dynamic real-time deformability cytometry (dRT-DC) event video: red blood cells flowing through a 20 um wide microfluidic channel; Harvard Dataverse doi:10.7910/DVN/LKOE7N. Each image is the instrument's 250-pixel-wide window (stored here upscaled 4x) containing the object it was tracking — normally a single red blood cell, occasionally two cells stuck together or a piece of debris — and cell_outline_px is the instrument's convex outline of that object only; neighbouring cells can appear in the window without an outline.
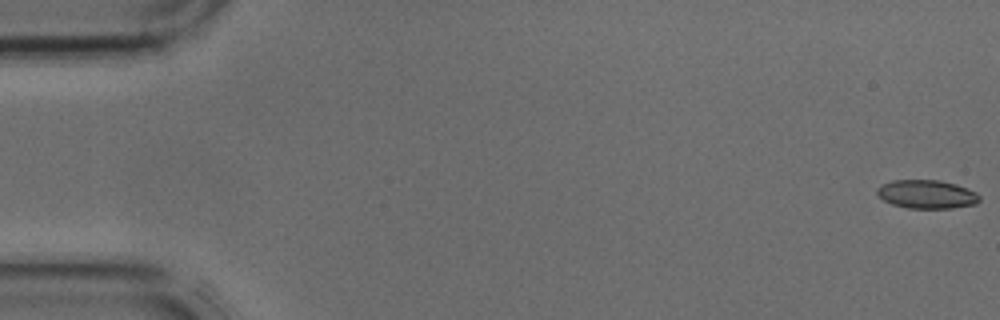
{"species": "common noctule bat (a hibernating species)", "species_latin": "Nyctalus noctula", "temperature_condition": "cold", "stored_images_in_passage": 43, "camera_frame_rate_fps": 3000, "um_per_image_px": 0.085, "animal": {"sex": "male", "body_mass_g": 17.9, "forearm_length_mm": 54.2}, "frame": {"image": 1, "passage_image": 1, "time_ms": 0.0, "image_size_px": [1000, 320], "cell_outline_px": [[980, 200], [976, 204], [952, 208], [908, 208], [892, 204], [884, 200], [876, 192], [876, 188], [880, 184], [892, 180], [940, 180], [956, 184], [968, 188], [976, 192], [980, 196]], "centroid_in_image_um": [78.78, 16.5], "position_along_channel_um": 6.2, "area_um2": 17.17}}
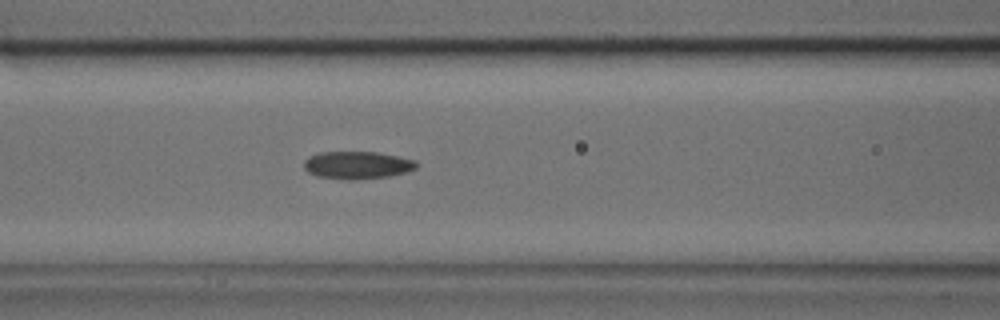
{"frame": {"image": 2, "passage_image": 18, "time_ms": 5.667, "image_size_px": [1000, 320], "cell_outline_px": [[416, 168], [404, 172], [388, 176], [356, 180], [352, 180], [316, 176], [308, 172], [304, 168], [304, 160], [308, 156], [320, 152], [376, 152], [416, 160]], "centroid_in_image_um": [30.32, 14.03], "position_along_channel_um": 136.3, "area_um2": 17.98}}
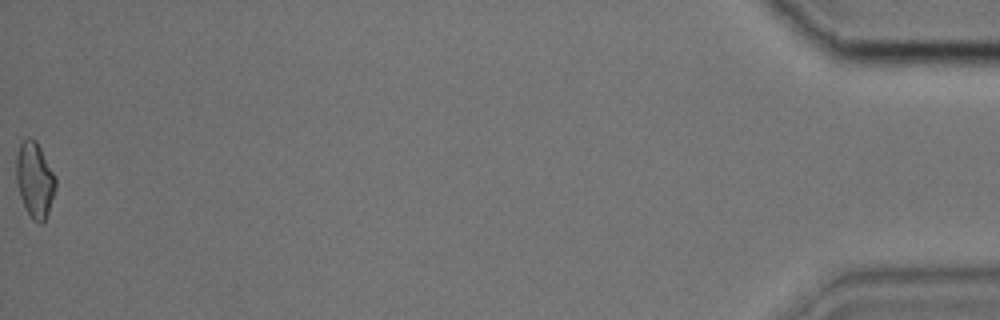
{"frame": {"image": 3, "passage_image": 43, "time_ms": 14.0, "image_size_px": [1000, 320], "cell_outline_px": [[56, 188], [48, 212], [44, 220], [40, 224], [32, 220], [24, 208], [16, 184], [16, 156], [20, 144], [28, 136], [36, 140], [56, 176]], "centroid_in_image_um": [2.95, 15.29], "position_along_channel_um": 432.3, "area_um2": 17.51}}